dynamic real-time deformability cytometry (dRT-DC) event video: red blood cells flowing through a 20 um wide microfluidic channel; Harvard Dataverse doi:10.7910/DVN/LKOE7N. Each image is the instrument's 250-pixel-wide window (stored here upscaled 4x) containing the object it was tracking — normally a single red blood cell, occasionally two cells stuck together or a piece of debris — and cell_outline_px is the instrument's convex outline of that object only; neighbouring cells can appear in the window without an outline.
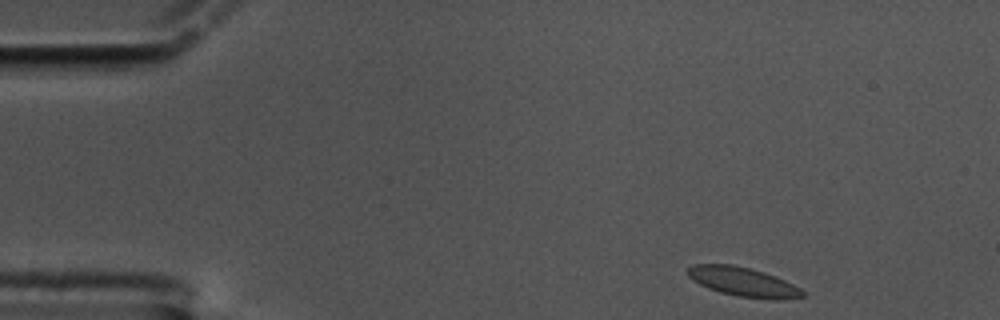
{"species": "common noctule bat (a hibernating species)", "species_latin": "Nyctalus noctula", "temperature_condition": "cold", "stored_images_in_passage": 54, "camera_frame_rate_fps": 3000, "um_per_image_px": 0.085, "animal": {"sex": "male", "body_mass_g": 17.5, "forearm_length_mm": 52.3}, "frame": {"image": 1, "passage_image": 1, "time_ms": 0.0, "image_size_px": [1000, 320], "cell_outline_px": [[804, 296], [780, 300], [776, 300], [736, 296], [720, 292], [708, 288], [692, 280], [688, 276], [688, 268], [692, 264], [732, 264], [764, 272], [776, 276], [800, 288], [804, 292]], "centroid_in_image_um": [63.16, 23.96], "position_along_channel_um": 21.8, "area_um2": 19.48}}
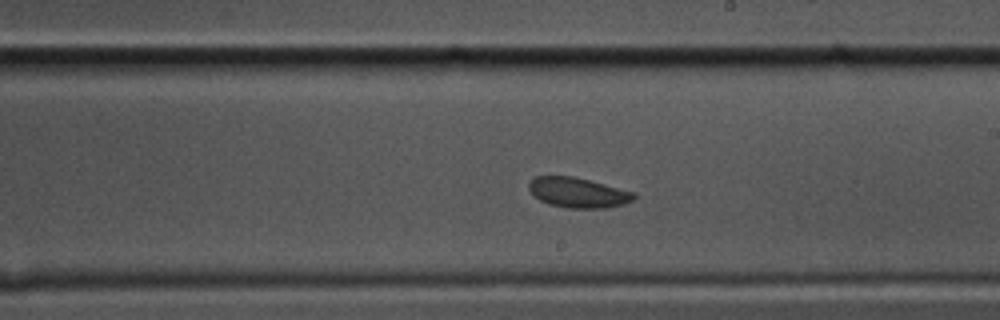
{"frame": {"image": 2, "passage_image": 28, "time_ms": 9.0, "image_size_px": [1000, 320], "cell_outline_px": [[636, 196], [632, 200], [624, 204], [608, 208], [564, 208], [548, 204], [540, 200], [528, 188], [528, 184], [536, 176], [572, 176], [636, 192]], "centroid_in_image_um": [49.15, 16.38], "position_along_channel_um": 239.9, "area_um2": 18.38}}
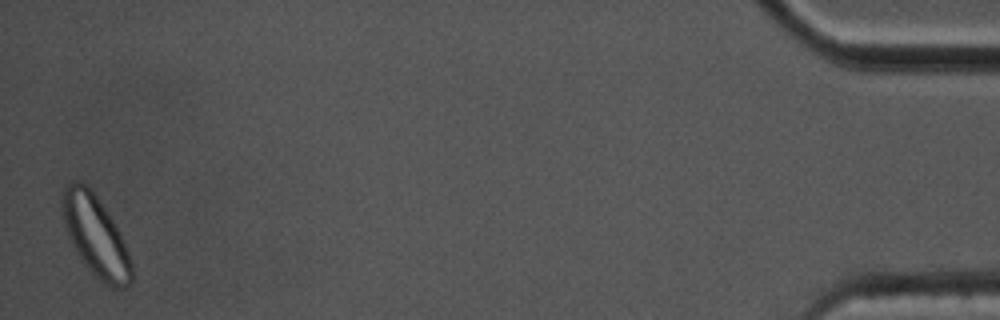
{"frame": {"image": 3, "passage_image": 53, "time_ms": 17.333, "image_size_px": [1000, 320], "cell_outline_px": [[132, 284], [128, 288], [112, 288], [104, 284], [84, 264], [72, 244], [64, 228], [60, 208], [60, 200], [64, 188], [72, 180], [76, 180], [84, 184], [96, 196], [112, 220], [124, 244], [132, 264]], "centroid_in_image_um": [8.09, 20.07], "position_along_channel_um": 427.1, "area_um2": 32.37}, "authors_computed_cell_mechanics": {"area_um2": 19.3341, "velocity_mm_per_s": 3.3234, "shape_relaxation_time_tau1_ms": 2.9843, "shape_relaxation_time_tau2_ms": null, "deformation_change_tau1": 0.062, "deformation_change_tau2": null}}